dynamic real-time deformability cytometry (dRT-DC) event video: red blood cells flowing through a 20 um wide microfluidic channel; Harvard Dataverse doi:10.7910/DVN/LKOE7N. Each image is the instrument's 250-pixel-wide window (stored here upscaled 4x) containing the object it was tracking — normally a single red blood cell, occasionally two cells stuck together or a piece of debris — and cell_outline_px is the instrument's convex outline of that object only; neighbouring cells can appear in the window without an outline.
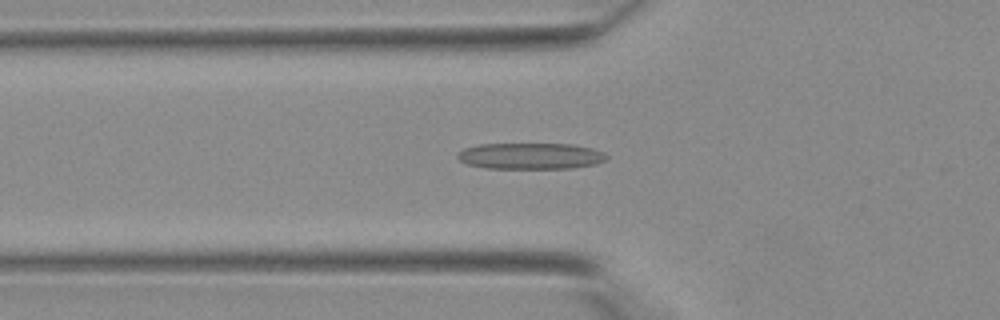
{"species": "Egyptian fruit bat (a non-hibernating species)", "species_latin": "Rousettus aegyptiacus", "temperature_condition": "warm", "stored_images_in_passage": 21, "camera_frame_rate_fps": 3000, "um_per_image_px": 0.085, "animal": {"sex": "female"}, "frame": {"image": 1, "passage_image": 3, "time_ms": 0.667, "image_size_px": [1000, 320], "cell_outline_px": [[608, 160], [596, 164], [572, 168], [484, 168], [468, 164], [460, 160], [456, 156], [456, 152], [464, 148], [480, 144], [572, 144], [592, 148], [604, 152], [608, 156]], "centroid_in_image_um": [45.11, 13.26], "position_along_channel_um": 80.7, "area_um2": 22.95}}
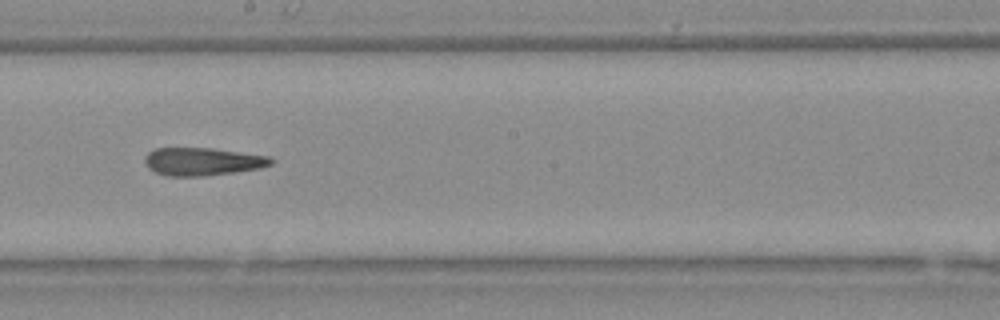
{"frame": {"image": 2, "passage_image": 12, "time_ms": 3.667, "image_size_px": [1000, 320], "cell_outline_px": [[272, 164], [260, 168], [236, 172], [204, 176], [168, 176], [156, 172], [148, 168], [144, 160], [144, 156], [148, 152], [156, 148], [212, 148], [268, 156], [272, 160]], "centroid_in_image_um": [17.18, 13.73], "position_along_channel_um": 231.0, "area_um2": 20.46}}
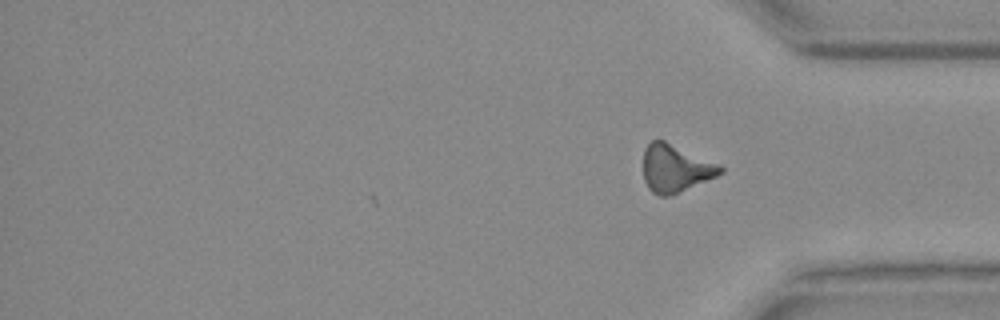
{"frame": {"image": 3, "passage_image": 21, "time_ms": 6.667, "image_size_px": [1000, 320], "cell_outline_px": [[724, 172], [716, 176], [672, 196], [660, 196], [652, 192], [648, 188], [644, 180], [644, 148], [652, 140], [664, 140], [720, 164], [724, 168]], "centroid_in_image_um": [57.42, 14.32], "position_along_channel_um": 377.8, "area_um2": 21.44}}